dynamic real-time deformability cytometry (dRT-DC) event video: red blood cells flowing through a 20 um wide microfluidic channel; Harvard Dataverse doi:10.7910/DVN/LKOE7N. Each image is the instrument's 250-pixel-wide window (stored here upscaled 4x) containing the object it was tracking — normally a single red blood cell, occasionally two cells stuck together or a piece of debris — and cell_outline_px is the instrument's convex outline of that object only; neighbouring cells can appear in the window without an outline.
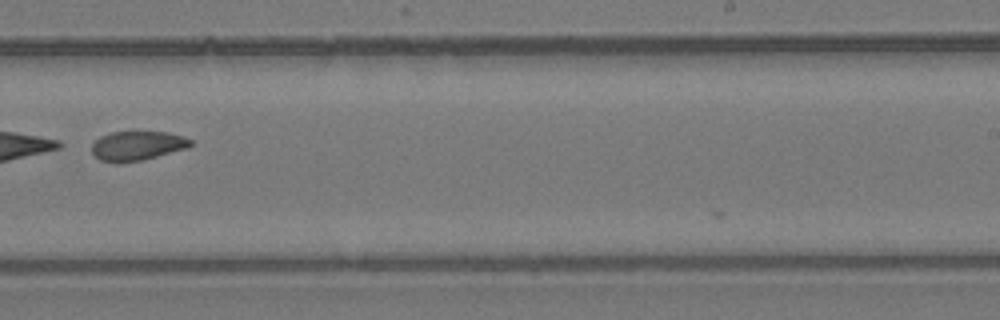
{"species": "common noctule bat (a hibernating species)", "species_latin": "Nyctalus noctula", "temperature_condition": "room temperature", "stored_images_in_passage": 10, "camera_frame_rate_fps": 3000, "um_per_image_px": 0.085, "animal": {"sex": "female", "body_mass_g": 24.6, "forearm_length_mm": 56.2}, "frame": {"image": 1, "passage_image": 9, "time_ms": 9.333, "image_size_px": [1000, 320], "cell_outline_px": [[196, 144], [188, 148], [144, 160], [116, 164], [100, 160], [92, 152], [92, 144], [100, 136], [112, 132], [136, 128], [168, 132], [184, 136], [192, 140]], "centroid_in_image_um": [11.71, 12.34], "position_along_channel_um": 277.3, "area_um2": 18.03}}